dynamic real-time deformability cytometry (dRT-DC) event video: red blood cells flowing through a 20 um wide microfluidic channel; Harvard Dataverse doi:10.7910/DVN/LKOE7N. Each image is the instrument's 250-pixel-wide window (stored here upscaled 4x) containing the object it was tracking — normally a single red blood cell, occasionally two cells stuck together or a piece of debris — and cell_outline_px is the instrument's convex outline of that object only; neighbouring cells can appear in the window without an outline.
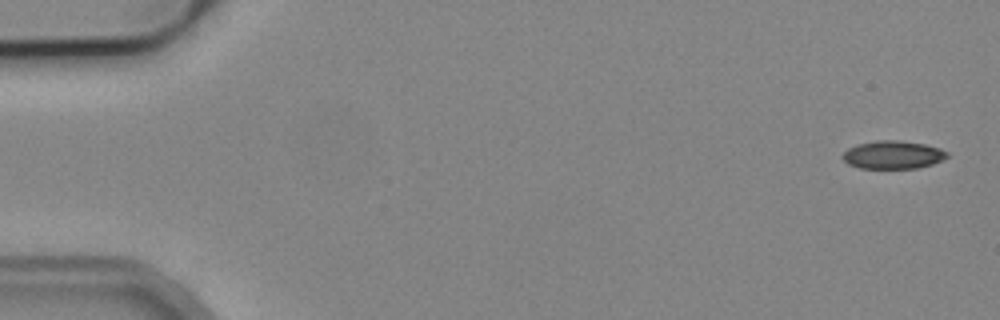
{"species": "common noctule bat (a hibernating species)", "species_latin": "Nyctalus noctula", "temperature_condition": "cold", "stored_images_in_passage": 6, "camera_frame_rate_fps": 3000, "um_per_image_px": 0.085, "animal": {"sex": "male", "body_mass_g": 19.2, "forearm_length_mm": 51.8}, "frame": {"image": 1, "passage_image": 1, "time_ms": 0.0, "image_size_px": [1000, 320], "cell_outline_px": [[948, 156], [932, 164], [916, 168], [860, 168], [848, 164], [840, 156], [848, 148], [856, 144], [876, 140], [900, 140], [924, 144], [940, 148], [948, 152]], "centroid_in_image_um": [75.86, 13.15], "position_along_channel_um": 9.1, "area_um2": 17.11}}
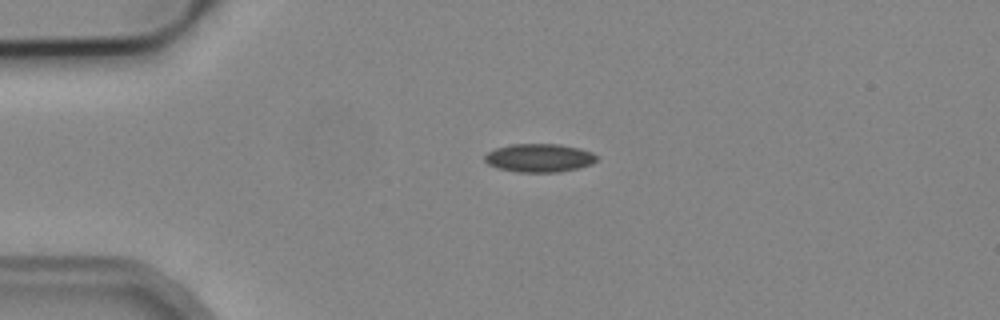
{"frame": {"image": 2, "passage_image": 4, "time_ms": 3.667, "image_size_px": [1000, 320], "cell_outline_px": [[596, 160], [592, 164], [580, 168], [560, 172], [516, 172], [496, 168], [488, 164], [484, 160], [484, 156], [488, 152], [496, 148], [512, 144], [560, 144], [580, 148], [592, 152], [596, 156]], "centroid_in_image_um": [45.83, 13.43], "position_along_channel_um": 39.2, "area_um2": 18.67}}